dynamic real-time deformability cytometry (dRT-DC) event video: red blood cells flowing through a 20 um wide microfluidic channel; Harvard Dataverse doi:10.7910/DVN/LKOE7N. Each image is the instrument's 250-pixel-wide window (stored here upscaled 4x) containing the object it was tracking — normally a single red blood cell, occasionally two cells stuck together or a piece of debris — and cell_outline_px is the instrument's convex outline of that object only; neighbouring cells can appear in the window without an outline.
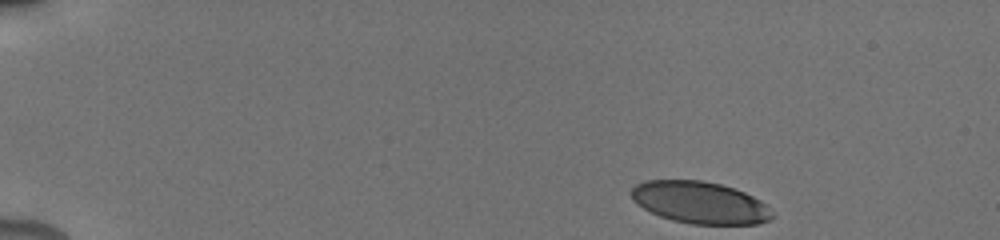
{"species": "human", "species_latin": "Homo sapiens", "temperature_condition": "cold", "stored_images_in_passage": 13, "camera_frame_rate_fps": 3000, "um_per_image_px": 0.085, "donor": {"sex": "male"}, "frame": {"image": 1, "passage_image": 1, "time_ms": 0.0, "image_size_px": [1000, 240], "cell_outline_px": [[776, 216], [768, 220], [756, 224], [692, 224], [672, 220], [660, 216], [636, 204], [632, 200], [628, 192], [636, 184], [644, 180], [700, 180], [720, 184], [744, 192], [760, 200], [776, 212]], "centroid_in_image_um": [59.49, 17.21], "position_along_channel_um": 25.5, "area_um2": 34.74}}
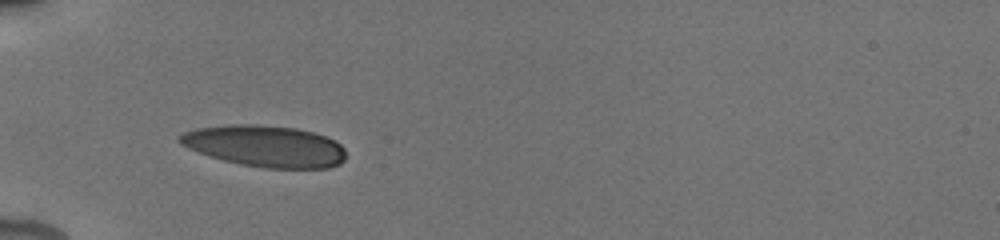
{"frame": {"image": 2, "passage_image": 9, "time_ms": 3.667, "image_size_px": [1000, 240], "cell_outline_px": [[344, 160], [340, 164], [328, 168], [264, 168], [240, 164], [224, 160], [188, 148], [180, 144], [176, 140], [176, 136], [184, 132], [196, 128], [228, 124], [256, 124], [296, 128], [312, 132], [336, 140], [344, 148]], "centroid_in_image_um": [22.51, 12.41], "position_along_channel_um": 62.5, "area_um2": 40.29}}
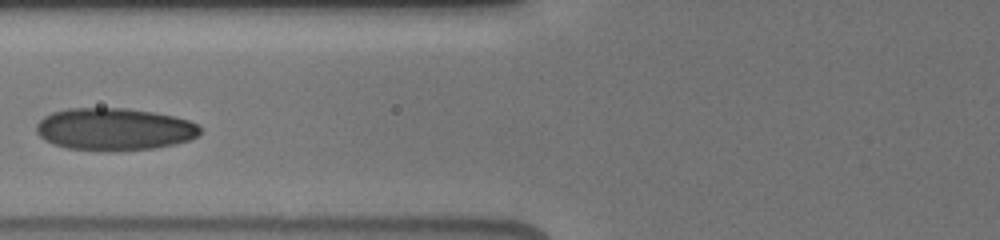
{"frame": {"image": 3, "passage_image": 11, "time_ms": 5.333, "image_size_px": [1000, 240], "cell_outline_px": [[200, 132], [196, 136], [188, 140], [176, 144], [152, 148], [112, 152], [104, 152], [68, 148], [44, 140], [36, 132], [36, 124], [44, 116], [52, 112], [68, 108], [124, 108], [156, 112], [188, 120], [196, 124], [200, 128]], "centroid_in_image_um": [9.69, 10.99], "position_along_channel_um": 116.1, "area_um2": 40.58}}